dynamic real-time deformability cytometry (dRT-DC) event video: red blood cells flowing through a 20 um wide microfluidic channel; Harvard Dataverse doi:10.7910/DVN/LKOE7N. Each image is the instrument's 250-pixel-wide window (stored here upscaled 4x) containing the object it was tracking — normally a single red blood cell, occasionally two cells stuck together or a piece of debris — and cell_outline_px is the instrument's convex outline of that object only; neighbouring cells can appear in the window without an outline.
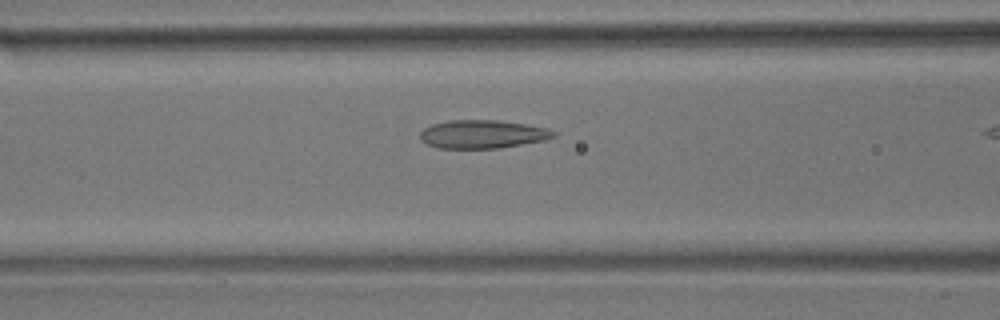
{"species": "common noctule bat (a hibernating species)", "species_latin": "Nyctalus noctula", "temperature_condition": "room temperature", "stored_images_in_passage": 13, "camera_frame_rate_fps": 3000, "um_per_image_px": 0.085, "animal": {"sex": "male", "body_mass_g": 17.9}, "frame": {"image": 1, "passage_image": 11, "time_ms": 3.333, "image_size_px": [1000, 320], "cell_outline_px": [[556, 136], [544, 140], [500, 148], [440, 148], [424, 144], [420, 140], [420, 132], [424, 128], [432, 124], [448, 120], [496, 120], [524, 124], [548, 128], [556, 132]], "centroid_in_image_um": [40.98, 11.41], "position_along_channel_um": 125.6, "area_um2": 22.08}}